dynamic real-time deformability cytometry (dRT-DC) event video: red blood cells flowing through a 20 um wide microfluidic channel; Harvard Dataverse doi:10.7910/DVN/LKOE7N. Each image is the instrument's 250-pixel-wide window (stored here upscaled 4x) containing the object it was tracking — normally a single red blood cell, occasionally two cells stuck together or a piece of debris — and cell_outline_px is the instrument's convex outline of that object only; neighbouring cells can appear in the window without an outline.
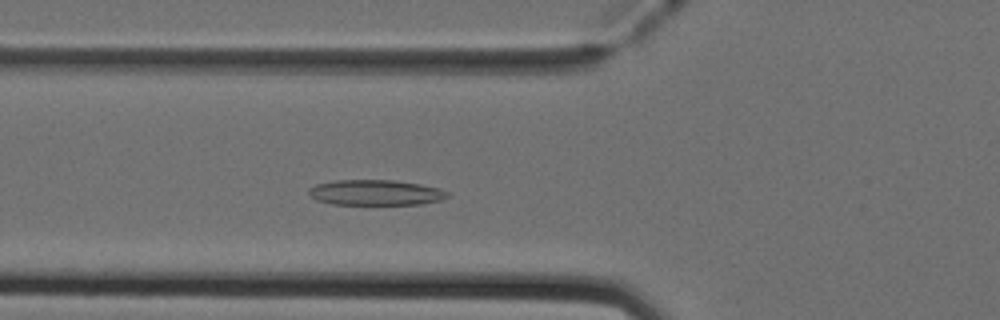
{"species": "Egyptian fruit bat (a non-hibernating species)", "species_latin": "Rousettus aegyptiacus", "temperature_condition": "cold", "stored_images_in_passage": 41, "camera_frame_rate_fps": 3000, "um_per_image_px": 0.085, "animal": {"sex": "female"}, "frame": {"image": 1, "passage_image": 9, "time_ms": 2.667, "image_size_px": [1000, 320], "cell_outline_px": [[448, 196], [440, 200], [420, 204], [332, 204], [316, 200], [308, 192], [308, 188], [316, 184], [336, 180], [392, 180], [420, 184], [440, 188], [448, 192]], "centroid_in_image_um": [31.91, 16.36], "position_along_channel_um": 93.9, "area_um2": 20.46}}
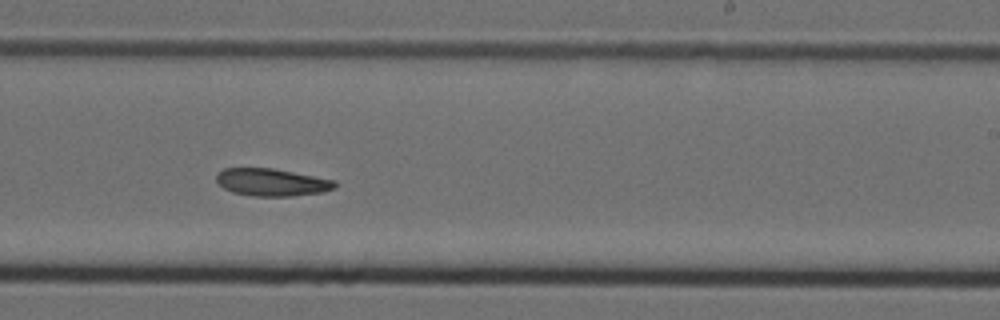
{"frame": {"image": 2, "passage_image": 22, "time_ms": 7.0, "image_size_px": [1000, 320], "cell_outline_px": [[336, 188], [324, 192], [292, 196], [252, 196], [232, 192], [224, 188], [216, 180], [216, 172], [224, 168], [272, 168], [336, 180]], "centroid_in_image_um": [23.11, 15.49], "position_along_channel_um": 265.9, "area_um2": 19.07}}
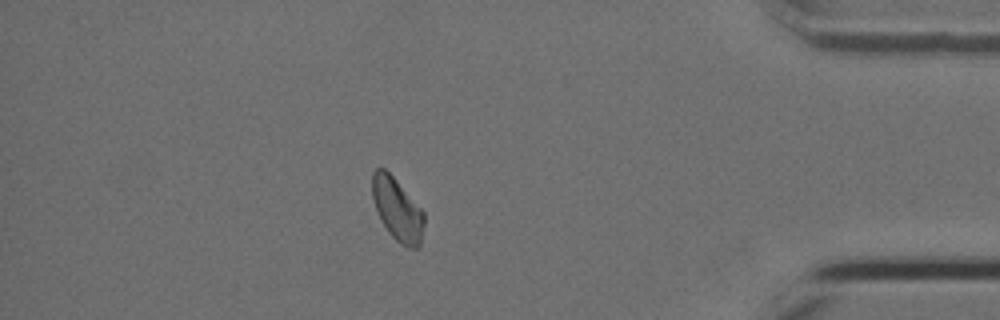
{"frame": {"image": 3, "passage_image": 35, "time_ms": 11.333, "image_size_px": [1000, 320], "cell_outline_px": [[424, 224], [420, 244], [416, 248], [408, 248], [400, 244], [388, 232], [380, 220], [372, 200], [372, 172], [376, 168], [384, 168], [396, 180], [424, 212]], "centroid_in_image_um": [33.75, 17.81], "position_along_channel_um": 401.5, "area_um2": 18.9}, "authors_computed_cell_mechanics": {"area_um2": 19.363, "velocity_mm_per_s": 3.9632, "shape_relaxation_time_tau1_ms": null, "shape_relaxation_time_tau2_ms": 9.1845, "deformation_change_tau1": null, "deformation_change_tau2": 0.1508}}